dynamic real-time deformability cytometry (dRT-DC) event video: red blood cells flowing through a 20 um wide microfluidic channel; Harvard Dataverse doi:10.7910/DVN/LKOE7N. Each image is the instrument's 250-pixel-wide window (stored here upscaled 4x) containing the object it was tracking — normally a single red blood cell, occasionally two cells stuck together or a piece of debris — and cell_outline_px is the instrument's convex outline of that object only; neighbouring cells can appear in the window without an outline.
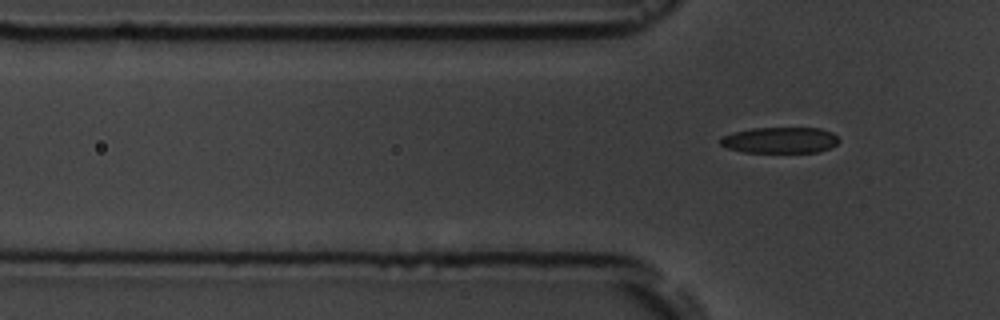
{"species": "common noctule bat (a hibernating species)", "species_latin": "Nyctalus noctula", "temperature_condition": "room temperature", "stored_images_in_passage": 6, "camera_frame_rate_fps": 3000, "um_per_image_px": 0.085, "animal": {"sex": "male", "body_mass_g": 19.5, "forearm_length_mm": 54.6}, "frame": {"image": 1, "passage_image": 6, "time_ms": 6.333, "image_size_px": [1000, 320], "cell_outline_px": [[840, 140], [836, 144], [828, 148], [816, 152], [744, 152], [728, 148], [720, 144], [720, 136], [732, 132], [752, 128], [820, 128], [832, 132]], "centroid_in_image_um": [66.27, 11.9], "position_along_channel_um": 59.5, "area_um2": 17.98}}